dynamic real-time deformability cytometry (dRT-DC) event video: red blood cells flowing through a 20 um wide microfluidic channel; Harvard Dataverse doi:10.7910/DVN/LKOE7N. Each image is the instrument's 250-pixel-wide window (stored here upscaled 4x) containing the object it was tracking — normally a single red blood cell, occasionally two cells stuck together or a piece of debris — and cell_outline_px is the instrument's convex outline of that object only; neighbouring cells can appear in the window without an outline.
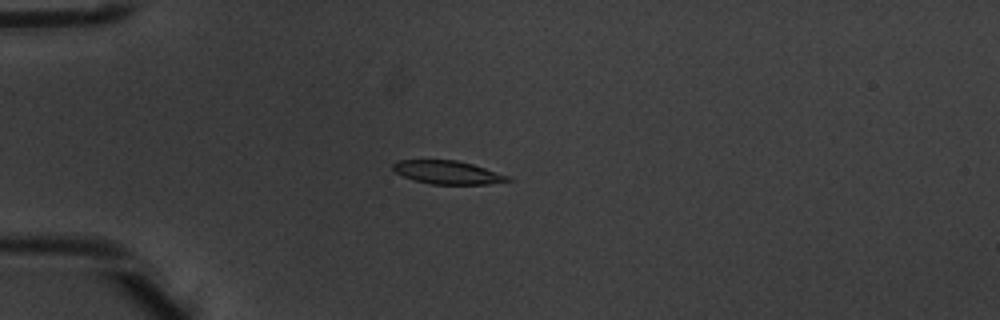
{"species": "common noctule bat (a hibernating species)", "species_latin": "Nyctalus noctula", "temperature_condition": "warm", "stored_images_in_passage": 6, "camera_frame_rate_fps": 3000, "um_per_image_px": 0.085, "animal": {"sex": "male", "body_mass_g": 20.1, "forearm_length_mm": 53.5}, "frame": {"image": 1, "passage_image": 4, "time_ms": 1.0, "image_size_px": [1000, 320], "cell_outline_px": [[512, 180], [488, 184], [432, 184], [416, 180], [404, 176], [396, 172], [392, 168], [392, 164], [396, 160], [456, 160], [472, 164], [508, 176]], "centroid_in_image_um": [38.01, 14.64], "position_along_channel_um": 47.0, "area_um2": 15.32}}